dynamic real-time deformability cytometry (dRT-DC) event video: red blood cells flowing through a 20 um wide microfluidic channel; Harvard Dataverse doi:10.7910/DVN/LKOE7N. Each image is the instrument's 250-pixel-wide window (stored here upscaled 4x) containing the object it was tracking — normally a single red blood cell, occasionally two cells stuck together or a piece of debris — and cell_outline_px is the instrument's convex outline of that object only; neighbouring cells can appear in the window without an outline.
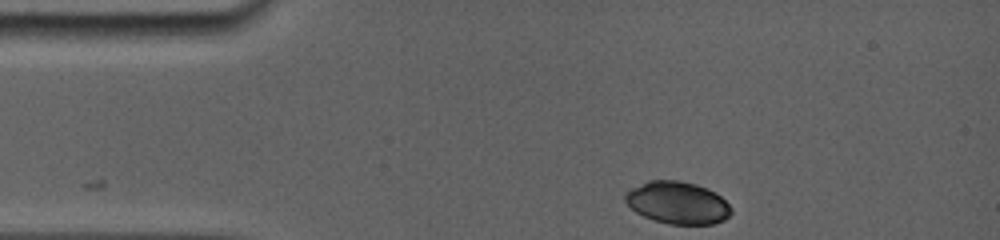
{"species": "common noctule bat (a hibernating species)", "species_latin": "Nyctalus noctula", "temperature_condition": "room temperature", "stored_images_in_passage": 35, "camera_frame_rate_fps": 5000, "um_per_image_px": 0.085, "animal": {"sex": "female", "body_mass_g": 19.0, "forearm_length_mm": 56.7}, "frame": {"image": 1, "passage_image": 1, "time_ms": 0.0, "image_size_px": [1000, 240], "cell_outline_px": [[732, 212], [724, 220], [712, 224], [668, 224], [652, 220], [636, 212], [624, 200], [624, 192], [648, 180], [680, 180], [696, 184], [708, 188], [716, 192], [732, 208]], "centroid_in_image_um": [57.59, 17.22], "position_along_channel_um": 27.4, "area_um2": 26.3}}
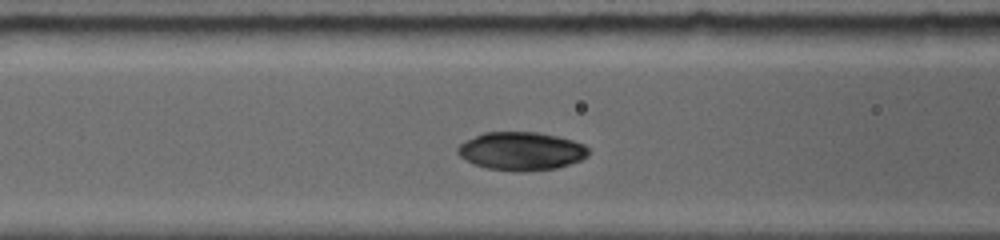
{"frame": {"image": 2, "passage_image": 20, "time_ms": 3.8, "image_size_px": [1000, 240], "cell_outline_px": [[588, 156], [580, 160], [556, 168], [520, 172], [516, 172], [488, 168], [476, 164], [460, 156], [456, 152], [456, 148], [460, 144], [484, 132], [536, 132], [556, 136], [572, 140], [584, 144], [588, 148]], "centroid_in_image_um": [44.32, 12.84], "position_along_channel_um": 122.3, "area_um2": 28.9}}
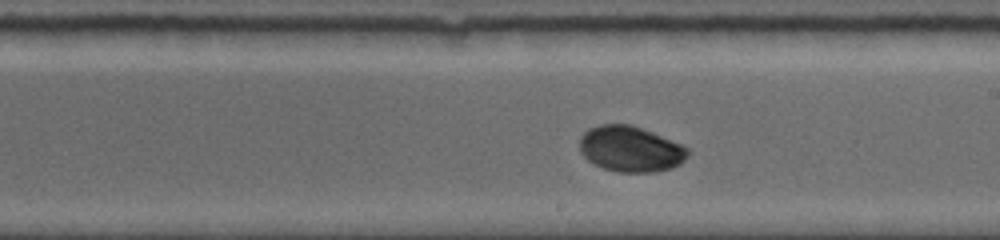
{"frame": {"image": 3, "passage_image": 35, "time_ms": 6.8, "image_size_px": [1000, 240], "cell_outline_px": [[688, 156], [680, 164], [672, 168], [652, 172], [616, 172], [604, 168], [588, 160], [580, 152], [580, 136], [588, 128], [600, 124], [632, 124], [652, 132], [680, 144], [688, 148]], "centroid_in_image_um": [53.57, 12.66], "position_along_channel_um": 235.4, "area_um2": 28.78}}